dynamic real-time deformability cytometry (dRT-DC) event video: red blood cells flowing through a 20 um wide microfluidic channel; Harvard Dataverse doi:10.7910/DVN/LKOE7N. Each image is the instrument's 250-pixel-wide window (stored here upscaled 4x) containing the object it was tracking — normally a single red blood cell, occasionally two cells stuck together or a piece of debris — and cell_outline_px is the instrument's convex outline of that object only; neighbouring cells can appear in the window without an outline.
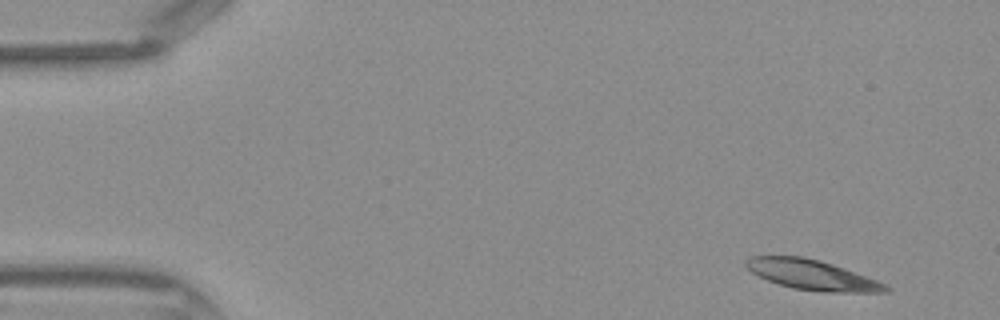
{"species": "Egyptian fruit bat (a non-hibernating species)", "species_latin": "Rousettus aegyptiacus", "temperature_condition": "warm", "stored_images_in_passage": 41, "camera_frame_rate_fps": 3000, "um_per_image_px": 0.085, "frame": {"image": 1, "passage_image": 1, "time_ms": 0.0, "image_size_px": [1000, 320], "cell_outline_px": [[892, 288], [888, 292], [828, 292], [792, 288], [768, 280], [752, 272], [744, 264], [744, 260], [752, 256], [804, 256], [820, 260], [844, 268], [876, 280]], "centroid_in_image_um": [69.02, 23.36], "position_along_channel_um": 16.0, "area_um2": 24.16}}
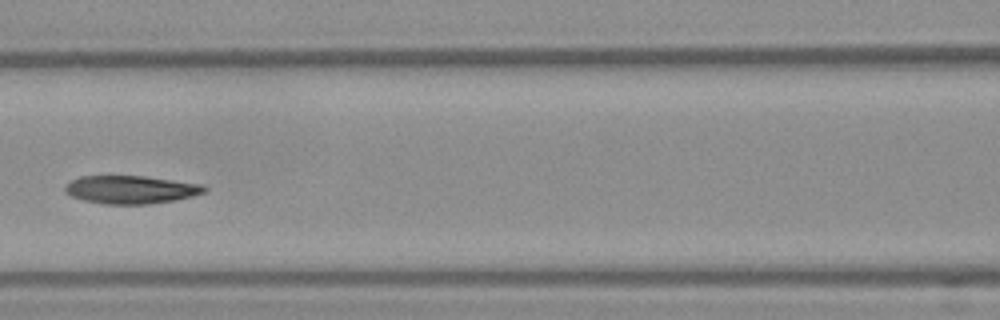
{"frame": {"image": 2, "passage_image": 17, "time_ms": 5.333, "image_size_px": [1000, 320], "cell_outline_px": [[208, 188], [204, 192], [192, 196], [176, 200], [148, 204], [104, 204], [84, 200], [72, 196], [64, 192], [64, 184], [80, 176], [144, 176], [204, 184]], "centroid_in_image_um": [11.12, 16.11], "position_along_channel_um": 155.5, "area_um2": 22.89}}
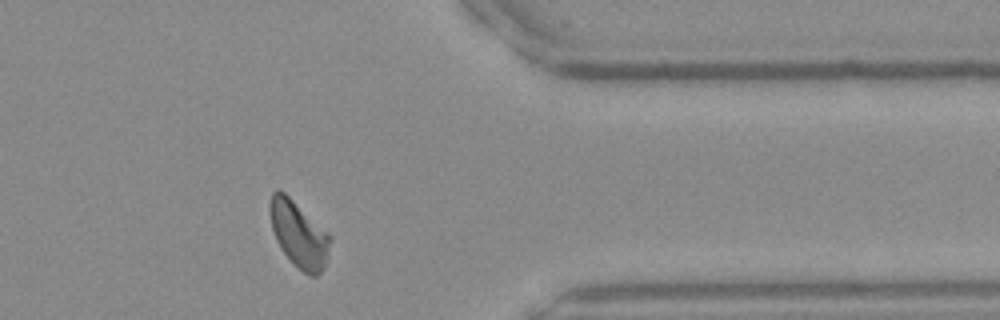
{"frame": {"image": 3, "passage_image": 33, "time_ms": 10.667, "image_size_px": [1000, 320], "cell_outline_px": [[332, 240], [324, 264], [320, 272], [316, 276], [308, 276], [280, 248], [276, 240], [272, 228], [268, 212], [268, 204], [272, 192], [276, 188], [280, 188], [328, 232], [332, 236]], "centroid_in_image_um": [25.37, 19.84], "position_along_channel_um": 386.0, "area_um2": 23.12}}